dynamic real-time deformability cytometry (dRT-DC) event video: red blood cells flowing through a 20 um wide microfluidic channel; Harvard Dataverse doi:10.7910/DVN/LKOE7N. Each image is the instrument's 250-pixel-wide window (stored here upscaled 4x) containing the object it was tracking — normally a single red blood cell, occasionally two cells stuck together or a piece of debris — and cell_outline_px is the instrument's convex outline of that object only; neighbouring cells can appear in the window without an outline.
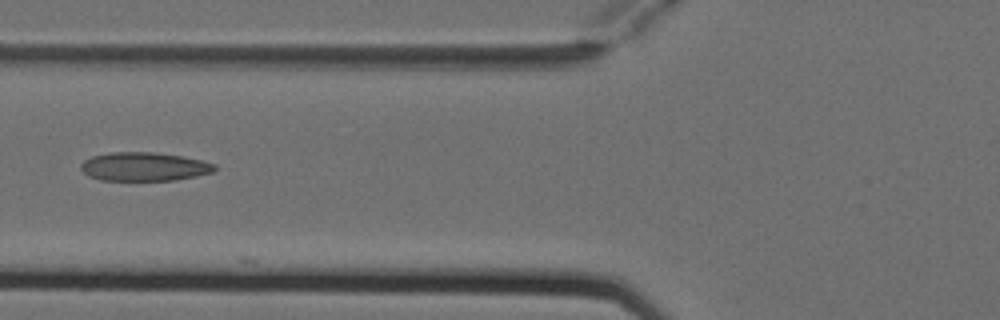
{"species": "Egyptian fruit bat (a non-hibernating species)", "species_latin": "Rousettus aegyptiacus", "temperature_condition": "cold", "stored_images_in_passage": 6, "camera_frame_rate_fps": 3000, "um_per_image_px": 0.085, "animal": {"sex": "female"}, "frame": {"image": 1, "passage_image": 6, "time_ms": 1.667, "image_size_px": [1000, 320], "cell_outline_px": [[216, 168], [212, 172], [196, 176], [176, 180], [100, 180], [88, 176], [80, 168], [80, 164], [84, 160], [92, 156], [108, 152], [156, 152], [180, 156], [200, 160], [216, 164]], "centroid_in_image_um": [12.22, 14.16], "position_along_channel_um": 113.6, "area_um2": 22.37}}